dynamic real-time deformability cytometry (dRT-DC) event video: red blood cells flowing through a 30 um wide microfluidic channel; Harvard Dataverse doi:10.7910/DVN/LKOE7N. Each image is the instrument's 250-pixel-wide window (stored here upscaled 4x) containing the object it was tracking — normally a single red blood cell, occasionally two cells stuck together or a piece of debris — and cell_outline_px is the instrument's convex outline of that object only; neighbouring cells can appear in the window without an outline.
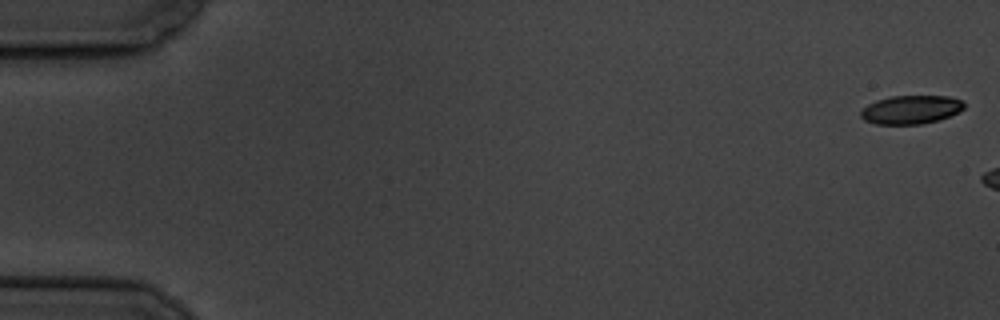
{"species": "common noctule bat (a hibernating species)", "species_latin": "Nyctalus noctula", "temperature_condition": "cold", "stored_images_in_passage": 7, "camera_frame_rate_fps": 3000, "um_per_image_px": 0.085, "animal": {"sex": "male", "body_mass_g": 19.5, "forearm_length_mm": 54.6}, "frame": {"image": 1, "passage_image": 1, "time_ms": 0.0, "image_size_px": [1000, 320], "cell_outline_px": [[964, 108], [960, 112], [940, 120], [920, 124], [876, 124], [864, 120], [860, 116], [860, 112], [868, 104], [876, 100], [892, 96], [948, 96], [960, 100], [964, 104]], "centroid_in_image_um": [77.43, 9.32], "position_along_channel_um": 7.6, "area_um2": 17.22}}